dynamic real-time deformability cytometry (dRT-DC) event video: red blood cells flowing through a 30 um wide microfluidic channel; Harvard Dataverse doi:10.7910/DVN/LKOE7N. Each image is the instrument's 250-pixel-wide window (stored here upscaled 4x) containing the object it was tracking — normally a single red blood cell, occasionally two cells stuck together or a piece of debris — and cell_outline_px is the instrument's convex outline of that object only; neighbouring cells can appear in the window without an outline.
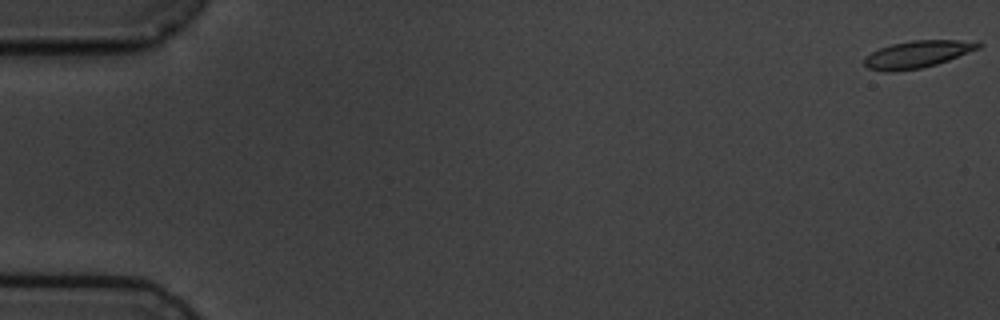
{"species": "common noctule bat (a hibernating species)", "species_latin": "Nyctalus noctula", "temperature_condition": "cold", "stored_images_in_passage": 6, "camera_frame_rate_fps": 3000, "um_per_image_px": 0.085, "animal": {"sex": "male", "body_mass_g": 19.5, "forearm_length_mm": 54.6}, "frame": {"image": 1, "passage_image": 1, "time_ms": 0.0, "image_size_px": [1000, 320], "cell_outline_px": [[984, 44], [980, 48], [948, 60], [936, 64], [920, 68], [888, 72], [884, 72], [868, 68], [864, 64], [864, 56], [880, 48], [892, 44], [912, 40], [980, 40]], "centroid_in_image_um": [78.02, 4.59], "position_along_channel_um": 7.0, "area_um2": 18.15}}